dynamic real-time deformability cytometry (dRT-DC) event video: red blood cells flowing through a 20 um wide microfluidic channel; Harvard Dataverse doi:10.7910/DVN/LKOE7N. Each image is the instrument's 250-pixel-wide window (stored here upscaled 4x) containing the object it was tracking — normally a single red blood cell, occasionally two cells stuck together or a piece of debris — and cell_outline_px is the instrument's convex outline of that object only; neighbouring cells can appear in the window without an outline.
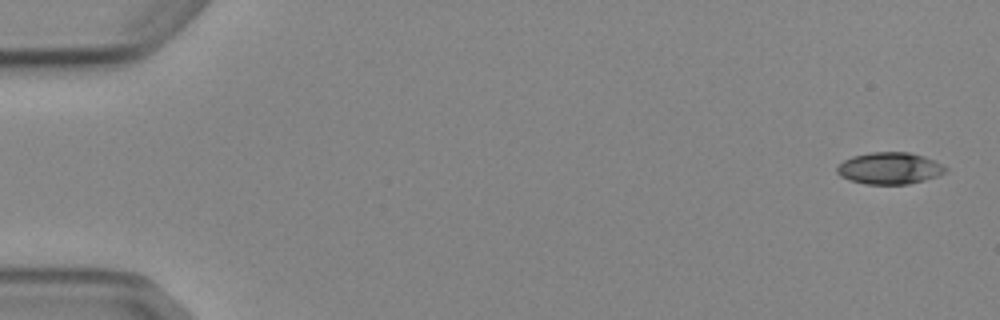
{"species": "Egyptian fruit bat (a non-hibernating species)", "species_latin": "Rousettus aegyptiacus", "temperature_condition": "cold", "stored_images_in_passage": 5, "camera_frame_rate_fps": 3000, "um_per_image_px": 0.085, "animal": {"sex": "female"}, "frame": {"image": 1, "passage_image": 1, "time_ms": 0.0, "image_size_px": [1000, 320], "cell_outline_px": [[948, 168], [944, 172], [936, 176], [924, 180], [908, 184], [864, 184], [848, 180], [840, 176], [836, 172], [836, 168], [844, 160], [852, 156], [872, 152], [908, 152], [924, 156]], "centroid_in_image_um": [75.57, 14.3], "position_along_channel_um": 9.4, "area_um2": 20.0}}
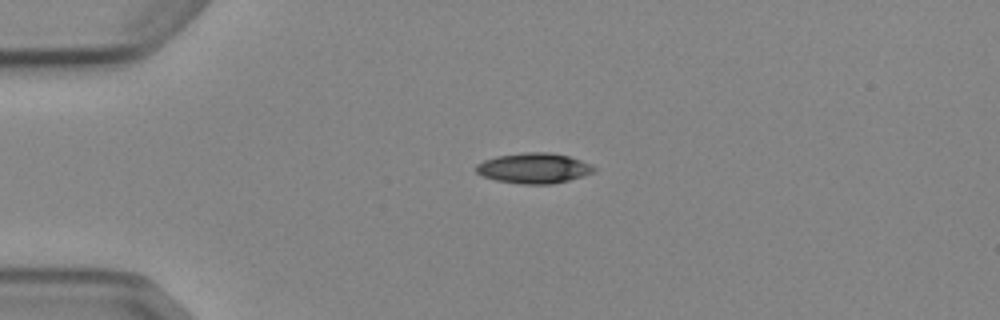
{"frame": {"image": 2, "passage_image": 4, "time_ms": 3.667, "image_size_px": [1000, 320], "cell_outline_px": [[596, 168], [592, 172], [568, 180], [552, 184], [520, 184], [496, 180], [484, 176], [476, 172], [476, 164], [484, 160], [496, 156], [524, 152], [552, 152], [568, 156], [580, 160]], "centroid_in_image_um": [45.33, 14.29], "position_along_channel_um": 39.7, "area_um2": 20.63}}